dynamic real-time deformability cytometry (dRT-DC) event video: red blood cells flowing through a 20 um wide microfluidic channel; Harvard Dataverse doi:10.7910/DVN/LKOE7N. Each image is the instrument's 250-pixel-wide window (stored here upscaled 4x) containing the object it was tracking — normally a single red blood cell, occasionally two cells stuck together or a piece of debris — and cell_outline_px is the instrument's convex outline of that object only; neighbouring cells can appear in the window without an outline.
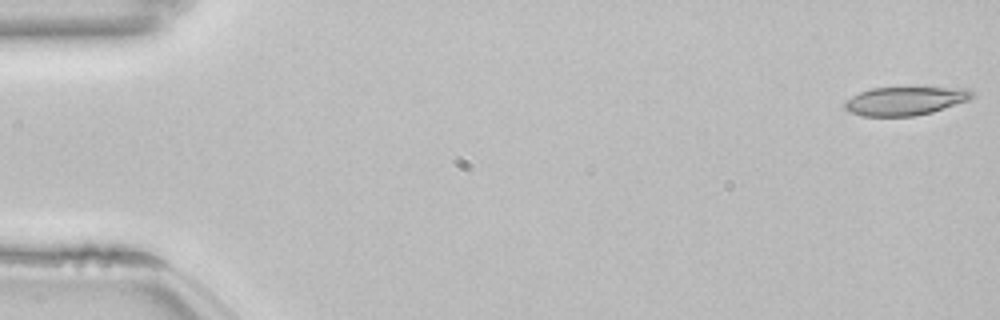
{"species": "common noctule bat (a hibernating species)", "species_latin": "Nyctalus noctula", "temperature_condition": "room temperature", "stored_images_in_passage": 12, "camera_frame_rate_fps": 3000, "um_per_image_px": 0.085, "animal": {"sex": "female", "body_mass_g": 22.7, "forearm_length_mm": 54.2}, "frame": {"image": 1, "passage_image": 1, "time_ms": 0.0, "image_size_px": [1000, 320], "cell_outline_px": [[976, 92], [968, 100], [932, 112], [916, 116], [864, 116], [848, 112], [844, 108], [844, 104], [852, 96], [860, 92], [872, 88], [908, 84], [968, 88]], "centroid_in_image_um": [76.99, 8.51], "position_along_channel_um": 8.0, "area_um2": 22.37}}